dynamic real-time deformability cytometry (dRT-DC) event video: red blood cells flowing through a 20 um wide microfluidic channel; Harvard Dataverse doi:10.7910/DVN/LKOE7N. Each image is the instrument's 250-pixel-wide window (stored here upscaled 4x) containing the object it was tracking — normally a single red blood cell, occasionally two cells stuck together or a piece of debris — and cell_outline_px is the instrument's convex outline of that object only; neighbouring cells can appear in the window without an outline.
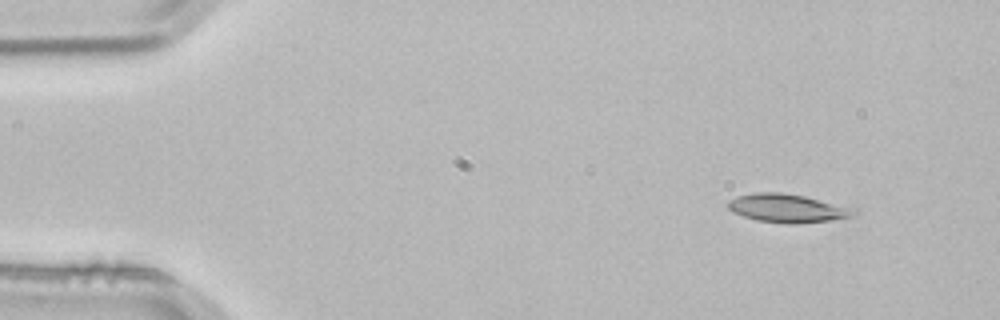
{"species": "common noctule bat (a hibernating species)", "species_latin": "Nyctalus noctula", "temperature_condition": "room temperature", "stored_images_in_passage": 5, "camera_frame_rate_fps": 3000, "um_per_image_px": 0.085, "animal": {"sex": "male", "body_mass_g": 21.5, "forearm_length_mm": 52.0}, "frame": {"image": 1, "passage_image": 5, "time_ms": 1.333, "image_size_px": [1000, 320], "cell_outline_px": [[856, 212], [848, 216], [832, 220], [796, 224], [784, 224], [756, 220], [732, 212], [728, 208], [728, 200], [736, 196], [756, 192], [784, 192], [804, 196], [844, 208]], "centroid_in_image_um": [66.73, 17.7], "position_along_channel_um": 18.3, "area_um2": 20.23}}